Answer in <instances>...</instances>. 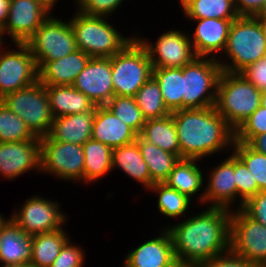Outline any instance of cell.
I'll return each instance as SVG.
<instances>
[{
	"mask_svg": "<svg viewBox=\"0 0 266 267\" xmlns=\"http://www.w3.org/2000/svg\"><path fill=\"white\" fill-rule=\"evenodd\" d=\"M260 98L261 90L241 73L221 72L215 109L234 131L260 106Z\"/></svg>",
	"mask_w": 266,
	"mask_h": 267,
	"instance_id": "5",
	"label": "cell"
},
{
	"mask_svg": "<svg viewBox=\"0 0 266 267\" xmlns=\"http://www.w3.org/2000/svg\"><path fill=\"white\" fill-rule=\"evenodd\" d=\"M260 106L266 108V89L261 90Z\"/></svg>",
	"mask_w": 266,
	"mask_h": 267,
	"instance_id": "52",
	"label": "cell"
},
{
	"mask_svg": "<svg viewBox=\"0 0 266 267\" xmlns=\"http://www.w3.org/2000/svg\"><path fill=\"white\" fill-rule=\"evenodd\" d=\"M265 0H234L235 8L239 16H256Z\"/></svg>",
	"mask_w": 266,
	"mask_h": 267,
	"instance_id": "46",
	"label": "cell"
},
{
	"mask_svg": "<svg viewBox=\"0 0 266 267\" xmlns=\"http://www.w3.org/2000/svg\"><path fill=\"white\" fill-rule=\"evenodd\" d=\"M1 101L26 123L35 137L42 138L49 134L54 117L45 85L39 80L7 94Z\"/></svg>",
	"mask_w": 266,
	"mask_h": 267,
	"instance_id": "7",
	"label": "cell"
},
{
	"mask_svg": "<svg viewBox=\"0 0 266 267\" xmlns=\"http://www.w3.org/2000/svg\"><path fill=\"white\" fill-rule=\"evenodd\" d=\"M75 10L88 15L112 17L128 0H73Z\"/></svg>",
	"mask_w": 266,
	"mask_h": 267,
	"instance_id": "41",
	"label": "cell"
},
{
	"mask_svg": "<svg viewBox=\"0 0 266 267\" xmlns=\"http://www.w3.org/2000/svg\"><path fill=\"white\" fill-rule=\"evenodd\" d=\"M40 175L82 186L84 169L83 146L52 140L48 135L40 138Z\"/></svg>",
	"mask_w": 266,
	"mask_h": 267,
	"instance_id": "10",
	"label": "cell"
},
{
	"mask_svg": "<svg viewBox=\"0 0 266 267\" xmlns=\"http://www.w3.org/2000/svg\"><path fill=\"white\" fill-rule=\"evenodd\" d=\"M51 11L38 0H11L6 25L0 32V42L26 43ZM6 38V39H4Z\"/></svg>",
	"mask_w": 266,
	"mask_h": 267,
	"instance_id": "15",
	"label": "cell"
},
{
	"mask_svg": "<svg viewBox=\"0 0 266 267\" xmlns=\"http://www.w3.org/2000/svg\"><path fill=\"white\" fill-rule=\"evenodd\" d=\"M135 100L146 120L171 114L164 104L160 86L153 76L137 91Z\"/></svg>",
	"mask_w": 266,
	"mask_h": 267,
	"instance_id": "35",
	"label": "cell"
},
{
	"mask_svg": "<svg viewBox=\"0 0 266 267\" xmlns=\"http://www.w3.org/2000/svg\"><path fill=\"white\" fill-rule=\"evenodd\" d=\"M137 134L122 122L106 106H97L93 121L92 139L110 146L112 149L136 141Z\"/></svg>",
	"mask_w": 266,
	"mask_h": 267,
	"instance_id": "22",
	"label": "cell"
},
{
	"mask_svg": "<svg viewBox=\"0 0 266 267\" xmlns=\"http://www.w3.org/2000/svg\"><path fill=\"white\" fill-rule=\"evenodd\" d=\"M254 17H266V0L264 1V4H263L260 12Z\"/></svg>",
	"mask_w": 266,
	"mask_h": 267,
	"instance_id": "54",
	"label": "cell"
},
{
	"mask_svg": "<svg viewBox=\"0 0 266 267\" xmlns=\"http://www.w3.org/2000/svg\"><path fill=\"white\" fill-rule=\"evenodd\" d=\"M7 218L4 216L3 213H0V226L5 222Z\"/></svg>",
	"mask_w": 266,
	"mask_h": 267,
	"instance_id": "55",
	"label": "cell"
},
{
	"mask_svg": "<svg viewBox=\"0 0 266 267\" xmlns=\"http://www.w3.org/2000/svg\"><path fill=\"white\" fill-rule=\"evenodd\" d=\"M181 28L182 26L179 29L168 28L169 30L166 29L154 41L144 37V34L141 35L142 28L141 32L134 30L135 37L146 48L152 67L183 68L197 57L190 41L189 31Z\"/></svg>",
	"mask_w": 266,
	"mask_h": 267,
	"instance_id": "12",
	"label": "cell"
},
{
	"mask_svg": "<svg viewBox=\"0 0 266 267\" xmlns=\"http://www.w3.org/2000/svg\"><path fill=\"white\" fill-rule=\"evenodd\" d=\"M194 23L189 37L197 57L218 59L225 50L228 33L235 19H185ZM193 32V33H192Z\"/></svg>",
	"mask_w": 266,
	"mask_h": 267,
	"instance_id": "19",
	"label": "cell"
},
{
	"mask_svg": "<svg viewBox=\"0 0 266 267\" xmlns=\"http://www.w3.org/2000/svg\"><path fill=\"white\" fill-rule=\"evenodd\" d=\"M94 117L95 111L56 117L48 136L52 140L83 145L92 137Z\"/></svg>",
	"mask_w": 266,
	"mask_h": 267,
	"instance_id": "25",
	"label": "cell"
},
{
	"mask_svg": "<svg viewBox=\"0 0 266 267\" xmlns=\"http://www.w3.org/2000/svg\"><path fill=\"white\" fill-rule=\"evenodd\" d=\"M232 152L254 176L260 191H266V155L252 149L247 143L234 140Z\"/></svg>",
	"mask_w": 266,
	"mask_h": 267,
	"instance_id": "38",
	"label": "cell"
},
{
	"mask_svg": "<svg viewBox=\"0 0 266 267\" xmlns=\"http://www.w3.org/2000/svg\"><path fill=\"white\" fill-rule=\"evenodd\" d=\"M152 64L146 48L135 37L111 57L114 96L135 97L152 76Z\"/></svg>",
	"mask_w": 266,
	"mask_h": 267,
	"instance_id": "6",
	"label": "cell"
},
{
	"mask_svg": "<svg viewBox=\"0 0 266 267\" xmlns=\"http://www.w3.org/2000/svg\"><path fill=\"white\" fill-rule=\"evenodd\" d=\"M266 57V39L260 22L253 16H239L229 29L227 44L217 59L222 71L241 73Z\"/></svg>",
	"mask_w": 266,
	"mask_h": 267,
	"instance_id": "4",
	"label": "cell"
},
{
	"mask_svg": "<svg viewBox=\"0 0 266 267\" xmlns=\"http://www.w3.org/2000/svg\"><path fill=\"white\" fill-rule=\"evenodd\" d=\"M221 65L215 58L196 57L183 67V109L215 106Z\"/></svg>",
	"mask_w": 266,
	"mask_h": 267,
	"instance_id": "9",
	"label": "cell"
},
{
	"mask_svg": "<svg viewBox=\"0 0 266 267\" xmlns=\"http://www.w3.org/2000/svg\"><path fill=\"white\" fill-rule=\"evenodd\" d=\"M197 267H258L231 251L199 264Z\"/></svg>",
	"mask_w": 266,
	"mask_h": 267,
	"instance_id": "44",
	"label": "cell"
},
{
	"mask_svg": "<svg viewBox=\"0 0 266 267\" xmlns=\"http://www.w3.org/2000/svg\"><path fill=\"white\" fill-rule=\"evenodd\" d=\"M201 163L204 162L197 159H180L164 183L192 202L198 201L197 204L202 207L204 206L205 168L200 166Z\"/></svg>",
	"mask_w": 266,
	"mask_h": 267,
	"instance_id": "21",
	"label": "cell"
},
{
	"mask_svg": "<svg viewBox=\"0 0 266 267\" xmlns=\"http://www.w3.org/2000/svg\"><path fill=\"white\" fill-rule=\"evenodd\" d=\"M45 88L54 118L96 110L95 103L72 85H45Z\"/></svg>",
	"mask_w": 266,
	"mask_h": 267,
	"instance_id": "26",
	"label": "cell"
},
{
	"mask_svg": "<svg viewBox=\"0 0 266 267\" xmlns=\"http://www.w3.org/2000/svg\"><path fill=\"white\" fill-rule=\"evenodd\" d=\"M40 1L44 6H46L52 13L55 11V7L58 4V1L61 0H38Z\"/></svg>",
	"mask_w": 266,
	"mask_h": 267,
	"instance_id": "49",
	"label": "cell"
},
{
	"mask_svg": "<svg viewBox=\"0 0 266 267\" xmlns=\"http://www.w3.org/2000/svg\"><path fill=\"white\" fill-rule=\"evenodd\" d=\"M185 19H237L234 0H177Z\"/></svg>",
	"mask_w": 266,
	"mask_h": 267,
	"instance_id": "33",
	"label": "cell"
},
{
	"mask_svg": "<svg viewBox=\"0 0 266 267\" xmlns=\"http://www.w3.org/2000/svg\"><path fill=\"white\" fill-rule=\"evenodd\" d=\"M72 14L69 19L75 34L76 47L90 57L111 58L135 38L134 32L128 37L122 34L110 22L111 17L88 15L75 9Z\"/></svg>",
	"mask_w": 266,
	"mask_h": 267,
	"instance_id": "3",
	"label": "cell"
},
{
	"mask_svg": "<svg viewBox=\"0 0 266 267\" xmlns=\"http://www.w3.org/2000/svg\"><path fill=\"white\" fill-rule=\"evenodd\" d=\"M266 133V108L259 106L235 131V141L248 143L253 137Z\"/></svg>",
	"mask_w": 266,
	"mask_h": 267,
	"instance_id": "40",
	"label": "cell"
},
{
	"mask_svg": "<svg viewBox=\"0 0 266 267\" xmlns=\"http://www.w3.org/2000/svg\"><path fill=\"white\" fill-rule=\"evenodd\" d=\"M171 114L177 129L181 159L207 162L209 157L214 160V157L222 156L223 152V156L232 152L235 131L216 111L215 106L179 109Z\"/></svg>",
	"mask_w": 266,
	"mask_h": 267,
	"instance_id": "2",
	"label": "cell"
},
{
	"mask_svg": "<svg viewBox=\"0 0 266 267\" xmlns=\"http://www.w3.org/2000/svg\"><path fill=\"white\" fill-rule=\"evenodd\" d=\"M241 74L259 90L266 89V57L249 65Z\"/></svg>",
	"mask_w": 266,
	"mask_h": 267,
	"instance_id": "45",
	"label": "cell"
},
{
	"mask_svg": "<svg viewBox=\"0 0 266 267\" xmlns=\"http://www.w3.org/2000/svg\"><path fill=\"white\" fill-rule=\"evenodd\" d=\"M230 251L258 267H266V226L241 209L232 210Z\"/></svg>",
	"mask_w": 266,
	"mask_h": 267,
	"instance_id": "14",
	"label": "cell"
},
{
	"mask_svg": "<svg viewBox=\"0 0 266 267\" xmlns=\"http://www.w3.org/2000/svg\"><path fill=\"white\" fill-rule=\"evenodd\" d=\"M21 207H14L11 218L29 236L57 231L70 220L62 209V203L43 197L40 194L26 198ZM19 207V208H18Z\"/></svg>",
	"mask_w": 266,
	"mask_h": 267,
	"instance_id": "11",
	"label": "cell"
},
{
	"mask_svg": "<svg viewBox=\"0 0 266 267\" xmlns=\"http://www.w3.org/2000/svg\"><path fill=\"white\" fill-rule=\"evenodd\" d=\"M83 249L78 243L72 242L70 238L50 267H85L87 256Z\"/></svg>",
	"mask_w": 266,
	"mask_h": 267,
	"instance_id": "42",
	"label": "cell"
},
{
	"mask_svg": "<svg viewBox=\"0 0 266 267\" xmlns=\"http://www.w3.org/2000/svg\"><path fill=\"white\" fill-rule=\"evenodd\" d=\"M25 44L29 47L37 68L44 62L63 58L77 50L70 19L54 16L53 13Z\"/></svg>",
	"mask_w": 266,
	"mask_h": 267,
	"instance_id": "8",
	"label": "cell"
},
{
	"mask_svg": "<svg viewBox=\"0 0 266 267\" xmlns=\"http://www.w3.org/2000/svg\"><path fill=\"white\" fill-rule=\"evenodd\" d=\"M117 169L133 182L136 181L137 185L143 186L141 189L144 192L151 187V175L136 142L113 148L112 172Z\"/></svg>",
	"mask_w": 266,
	"mask_h": 267,
	"instance_id": "27",
	"label": "cell"
},
{
	"mask_svg": "<svg viewBox=\"0 0 266 267\" xmlns=\"http://www.w3.org/2000/svg\"><path fill=\"white\" fill-rule=\"evenodd\" d=\"M140 136L154 146L181 157L177 129L172 114L146 120Z\"/></svg>",
	"mask_w": 266,
	"mask_h": 267,
	"instance_id": "32",
	"label": "cell"
},
{
	"mask_svg": "<svg viewBox=\"0 0 266 267\" xmlns=\"http://www.w3.org/2000/svg\"><path fill=\"white\" fill-rule=\"evenodd\" d=\"M69 234L63 227L54 232L33 235L30 264L35 267H50L64 244L72 238Z\"/></svg>",
	"mask_w": 266,
	"mask_h": 267,
	"instance_id": "30",
	"label": "cell"
},
{
	"mask_svg": "<svg viewBox=\"0 0 266 267\" xmlns=\"http://www.w3.org/2000/svg\"><path fill=\"white\" fill-rule=\"evenodd\" d=\"M41 141L0 142V177L14 181L31 171L40 175Z\"/></svg>",
	"mask_w": 266,
	"mask_h": 267,
	"instance_id": "17",
	"label": "cell"
},
{
	"mask_svg": "<svg viewBox=\"0 0 266 267\" xmlns=\"http://www.w3.org/2000/svg\"><path fill=\"white\" fill-rule=\"evenodd\" d=\"M83 184L91 187L112 172V148L100 141L89 139L83 145ZM100 180V181H99ZM92 183V184H91Z\"/></svg>",
	"mask_w": 266,
	"mask_h": 267,
	"instance_id": "28",
	"label": "cell"
},
{
	"mask_svg": "<svg viewBox=\"0 0 266 267\" xmlns=\"http://www.w3.org/2000/svg\"><path fill=\"white\" fill-rule=\"evenodd\" d=\"M135 142L138 144L151 175V187L155 183H164L181 157L154 146L145 141L140 135L137 136Z\"/></svg>",
	"mask_w": 266,
	"mask_h": 267,
	"instance_id": "29",
	"label": "cell"
},
{
	"mask_svg": "<svg viewBox=\"0 0 266 267\" xmlns=\"http://www.w3.org/2000/svg\"><path fill=\"white\" fill-rule=\"evenodd\" d=\"M255 18L260 22L263 35L265 36L266 39V17H255Z\"/></svg>",
	"mask_w": 266,
	"mask_h": 267,
	"instance_id": "51",
	"label": "cell"
},
{
	"mask_svg": "<svg viewBox=\"0 0 266 267\" xmlns=\"http://www.w3.org/2000/svg\"><path fill=\"white\" fill-rule=\"evenodd\" d=\"M72 86L95 103L105 106L114 96L111 58L91 57Z\"/></svg>",
	"mask_w": 266,
	"mask_h": 267,
	"instance_id": "18",
	"label": "cell"
},
{
	"mask_svg": "<svg viewBox=\"0 0 266 267\" xmlns=\"http://www.w3.org/2000/svg\"><path fill=\"white\" fill-rule=\"evenodd\" d=\"M241 210L256 222L266 226V191H259L248 199Z\"/></svg>",
	"mask_w": 266,
	"mask_h": 267,
	"instance_id": "43",
	"label": "cell"
},
{
	"mask_svg": "<svg viewBox=\"0 0 266 267\" xmlns=\"http://www.w3.org/2000/svg\"><path fill=\"white\" fill-rule=\"evenodd\" d=\"M167 267H197V266L192 263H187L176 259L173 263H171Z\"/></svg>",
	"mask_w": 266,
	"mask_h": 267,
	"instance_id": "50",
	"label": "cell"
},
{
	"mask_svg": "<svg viewBox=\"0 0 266 267\" xmlns=\"http://www.w3.org/2000/svg\"><path fill=\"white\" fill-rule=\"evenodd\" d=\"M155 237L144 240L124 253L121 267H167L176 260L172 240L165 228H159Z\"/></svg>",
	"mask_w": 266,
	"mask_h": 267,
	"instance_id": "20",
	"label": "cell"
},
{
	"mask_svg": "<svg viewBox=\"0 0 266 267\" xmlns=\"http://www.w3.org/2000/svg\"><path fill=\"white\" fill-rule=\"evenodd\" d=\"M152 76L160 86L168 110L183 109V68L153 67Z\"/></svg>",
	"mask_w": 266,
	"mask_h": 267,
	"instance_id": "34",
	"label": "cell"
},
{
	"mask_svg": "<svg viewBox=\"0 0 266 267\" xmlns=\"http://www.w3.org/2000/svg\"><path fill=\"white\" fill-rule=\"evenodd\" d=\"M91 57L80 49L38 68V80L43 85H72Z\"/></svg>",
	"mask_w": 266,
	"mask_h": 267,
	"instance_id": "23",
	"label": "cell"
},
{
	"mask_svg": "<svg viewBox=\"0 0 266 267\" xmlns=\"http://www.w3.org/2000/svg\"><path fill=\"white\" fill-rule=\"evenodd\" d=\"M0 267H35V266L31 265L30 263H24V264L0 265Z\"/></svg>",
	"mask_w": 266,
	"mask_h": 267,
	"instance_id": "53",
	"label": "cell"
},
{
	"mask_svg": "<svg viewBox=\"0 0 266 267\" xmlns=\"http://www.w3.org/2000/svg\"><path fill=\"white\" fill-rule=\"evenodd\" d=\"M105 106L137 135H140L146 119L137 106L135 97L113 96Z\"/></svg>",
	"mask_w": 266,
	"mask_h": 267,
	"instance_id": "37",
	"label": "cell"
},
{
	"mask_svg": "<svg viewBox=\"0 0 266 267\" xmlns=\"http://www.w3.org/2000/svg\"><path fill=\"white\" fill-rule=\"evenodd\" d=\"M32 236L11 219L0 226V265L30 263Z\"/></svg>",
	"mask_w": 266,
	"mask_h": 267,
	"instance_id": "24",
	"label": "cell"
},
{
	"mask_svg": "<svg viewBox=\"0 0 266 267\" xmlns=\"http://www.w3.org/2000/svg\"><path fill=\"white\" fill-rule=\"evenodd\" d=\"M152 194H156V212H160V216L163 215L166 219H178L180 221L181 219H184L186 216H188L190 213L193 212L191 208L195 210L196 207L195 203L187 198L182 193L178 192L177 190L170 188L165 183H155L152 187H150L147 191ZM158 195V196H157ZM194 205V206H193ZM184 217V218H183Z\"/></svg>",
	"mask_w": 266,
	"mask_h": 267,
	"instance_id": "31",
	"label": "cell"
},
{
	"mask_svg": "<svg viewBox=\"0 0 266 267\" xmlns=\"http://www.w3.org/2000/svg\"><path fill=\"white\" fill-rule=\"evenodd\" d=\"M11 0H0V32L7 23Z\"/></svg>",
	"mask_w": 266,
	"mask_h": 267,
	"instance_id": "48",
	"label": "cell"
},
{
	"mask_svg": "<svg viewBox=\"0 0 266 267\" xmlns=\"http://www.w3.org/2000/svg\"><path fill=\"white\" fill-rule=\"evenodd\" d=\"M36 81L38 68L29 47L25 43L0 42V100Z\"/></svg>",
	"mask_w": 266,
	"mask_h": 267,
	"instance_id": "13",
	"label": "cell"
},
{
	"mask_svg": "<svg viewBox=\"0 0 266 267\" xmlns=\"http://www.w3.org/2000/svg\"><path fill=\"white\" fill-rule=\"evenodd\" d=\"M234 174L237 188V209H241L243 204L255 196L260 190L258 184L245 166V164L234 154Z\"/></svg>",
	"mask_w": 266,
	"mask_h": 267,
	"instance_id": "39",
	"label": "cell"
},
{
	"mask_svg": "<svg viewBox=\"0 0 266 267\" xmlns=\"http://www.w3.org/2000/svg\"><path fill=\"white\" fill-rule=\"evenodd\" d=\"M40 140L26 123L0 100V142Z\"/></svg>",
	"mask_w": 266,
	"mask_h": 267,
	"instance_id": "36",
	"label": "cell"
},
{
	"mask_svg": "<svg viewBox=\"0 0 266 267\" xmlns=\"http://www.w3.org/2000/svg\"><path fill=\"white\" fill-rule=\"evenodd\" d=\"M202 207L180 222L159 227L169 232L176 259L196 266L230 251L231 211Z\"/></svg>",
	"mask_w": 266,
	"mask_h": 267,
	"instance_id": "1",
	"label": "cell"
},
{
	"mask_svg": "<svg viewBox=\"0 0 266 267\" xmlns=\"http://www.w3.org/2000/svg\"><path fill=\"white\" fill-rule=\"evenodd\" d=\"M205 172L204 206L237 209V188L234 174V153L230 152ZM211 169V170H210Z\"/></svg>",
	"mask_w": 266,
	"mask_h": 267,
	"instance_id": "16",
	"label": "cell"
},
{
	"mask_svg": "<svg viewBox=\"0 0 266 267\" xmlns=\"http://www.w3.org/2000/svg\"><path fill=\"white\" fill-rule=\"evenodd\" d=\"M247 144L255 151L266 155V133L253 137Z\"/></svg>",
	"mask_w": 266,
	"mask_h": 267,
	"instance_id": "47",
	"label": "cell"
}]
</instances>
